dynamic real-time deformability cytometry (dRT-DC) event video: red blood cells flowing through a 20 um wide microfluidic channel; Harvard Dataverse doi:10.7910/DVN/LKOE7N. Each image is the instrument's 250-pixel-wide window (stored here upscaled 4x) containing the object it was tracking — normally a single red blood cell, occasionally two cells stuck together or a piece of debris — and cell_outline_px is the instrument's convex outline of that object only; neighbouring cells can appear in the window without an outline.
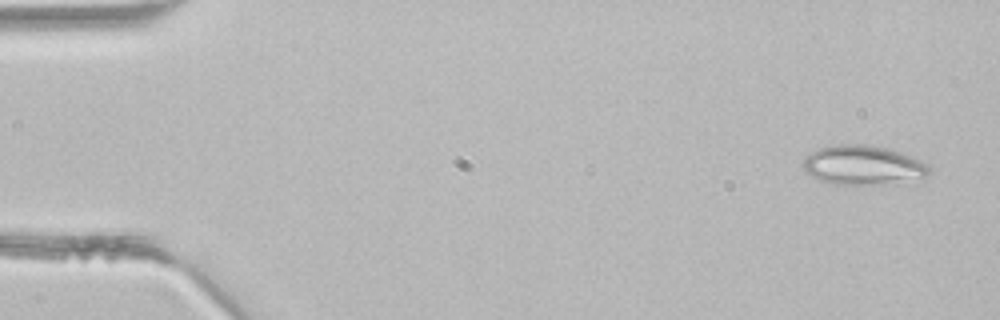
{"species": "common noctule bat (a hibernating species)", "species_latin": "Nyctalus noctula", "temperature_condition": "room temperature", "stored_images_in_passage": 3, "camera_frame_rate_fps": 3000, "um_per_image_px": 0.085, "animal": {"sex": "male", "body_mass_g": 21.5, "forearm_length_mm": 52.0}, "frame": {"image": 1, "passage_image": 1, "time_ms": 0.0, "image_size_px": [1000, 320], "cell_outline_px": [[932, 172], [924, 180], [884, 184], [836, 184], [820, 180], [804, 172], [804, 160], [812, 152], [820, 148], [832, 144], [864, 144], [888, 148], [904, 152], [928, 164]], "centroid_in_image_um": [73.46, 14.04], "position_along_channel_um": 11.5, "area_um2": 29.42}}